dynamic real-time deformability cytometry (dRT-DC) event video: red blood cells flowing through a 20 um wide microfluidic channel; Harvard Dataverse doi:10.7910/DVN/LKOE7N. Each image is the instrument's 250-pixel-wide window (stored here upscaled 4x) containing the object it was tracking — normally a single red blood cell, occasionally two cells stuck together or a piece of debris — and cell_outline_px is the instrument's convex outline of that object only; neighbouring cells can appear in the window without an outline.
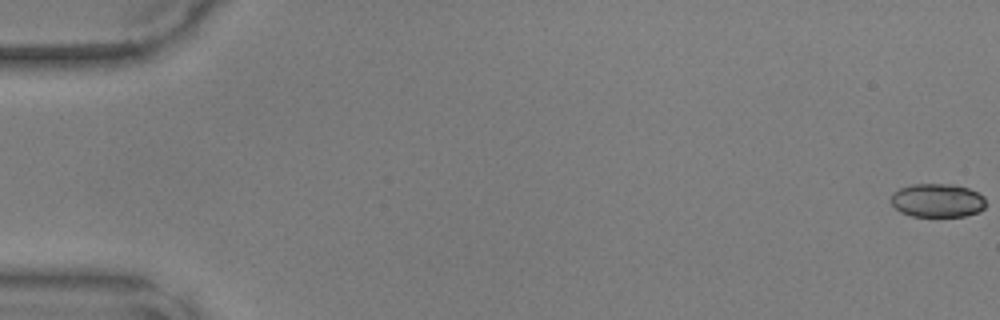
{"species": "common noctule bat (a hibernating species)", "species_latin": "Nyctalus noctula", "temperature_condition": "warm", "stored_images_in_passage": 50, "camera_frame_rate_fps": 3000, "um_per_image_px": 0.085, "animal": {"sex": "male", "body_mass_g": 17.9, "forearm_length_mm": 54.2}, "frame": {"image": 1, "passage_image": 1, "time_ms": 0.0, "image_size_px": [1000, 320], "cell_outline_px": [[984, 208], [980, 212], [964, 216], [912, 216], [900, 212], [892, 204], [892, 192], [900, 188], [912, 184], [952, 184], [968, 188], [984, 196]], "centroid_in_image_um": [79.68, 17.03], "position_along_channel_um": 5.3, "area_um2": 18.55}}
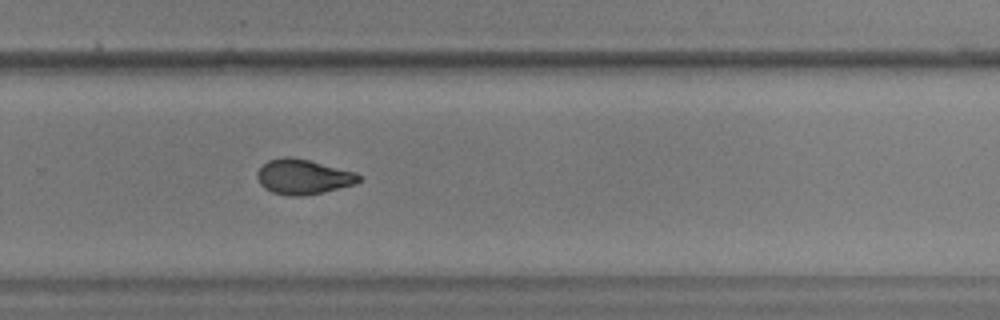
{"frame": {"image": 2, "passage_image": 34, "time_ms": 11.0, "image_size_px": [1000, 320], "cell_outline_px": [[360, 180], [352, 184], [324, 192], [304, 196], [292, 196], [272, 192], [264, 188], [260, 184], [256, 176], [256, 172], [268, 160], [284, 156], [292, 156], [356, 172], [360, 176]], "centroid_in_image_um": [25.72, 15.02], "position_along_channel_um": 304.1, "area_um2": 20.63}}
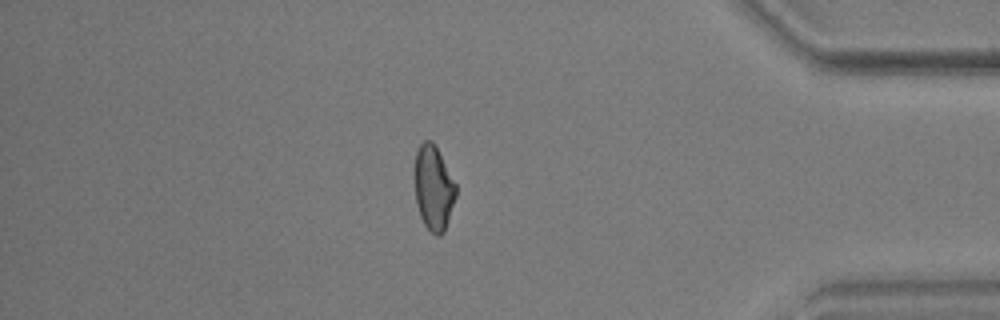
{"frame": {"image": 3, "passage_image": 43, "time_ms": 14.0, "image_size_px": [1000, 320], "cell_outline_px": [[456, 196], [444, 232], [440, 236], [436, 236], [424, 224], [420, 216], [416, 204], [412, 176], [416, 152], [420, 144], [424, 140], [432, 140], [436, 144], [456, 184]], "centroid_in_image_um": [36.81, 15.93], "position_along_channel_um": 398.4, "area_um2": 20.98}}